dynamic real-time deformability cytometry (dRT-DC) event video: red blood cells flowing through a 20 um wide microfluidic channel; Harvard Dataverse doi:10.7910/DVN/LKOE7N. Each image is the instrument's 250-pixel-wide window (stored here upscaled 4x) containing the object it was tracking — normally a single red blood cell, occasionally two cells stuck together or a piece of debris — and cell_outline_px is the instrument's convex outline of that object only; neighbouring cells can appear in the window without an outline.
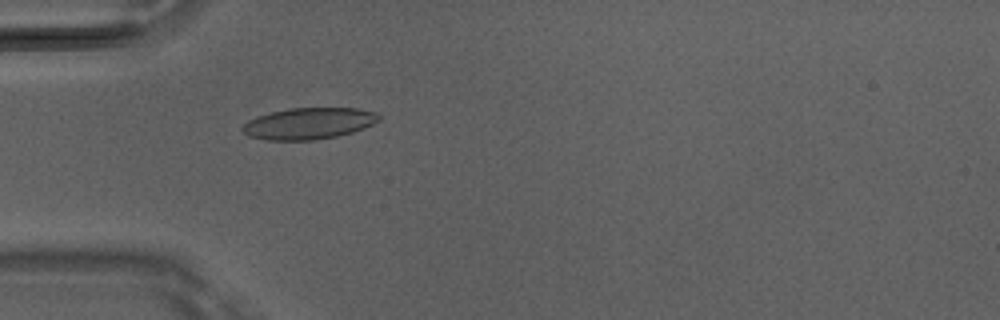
{"species": "Egyptian fruit bat (a non-hibernating species)", "species_latin": "Rousettus aegyptiacus", "temperature_condition": "room temperature", "stored_images_in_passage": 48, "camera_frame_rate_fps": 3000, "um_per_image_px": 0.085, "animal": {"sex": "male"}, "frame": {"image": 1, "passage_image": 14, "time_ms": 4.333, "image_size_px": [1000, 320], "cell_outline_px": [[380, 120], [364, 128], [352, 132], [336, 136], [312, 140], [268, 140], [248, 136], [240, 128], [248, 120], [256, 116], [272, 112], [292, 108], [356, 108], [376, 112], [380, 116]], "centroid_in_image_um": [26.23, 10.49], "position_along_channel_um": 58.8, "area_um2": 24.91}}
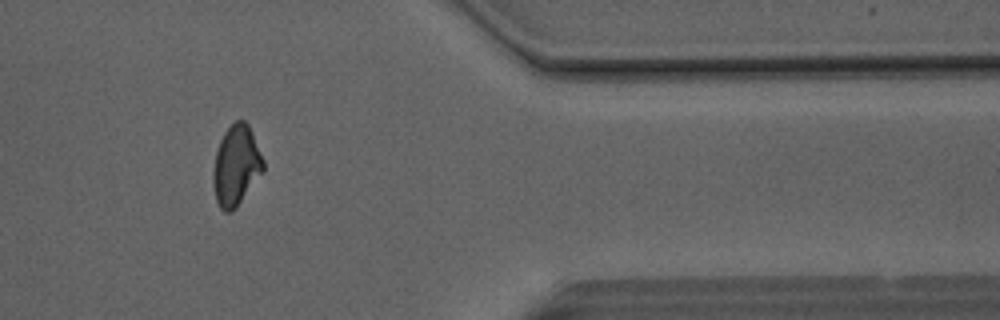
{"frame": {"image": 2, "passage_image": 40, "time_ms": 13.0, "image_size_px": [1000, 320], "cell_outline_px": [[264, 172], [236, 208], [232, 212], [224, 212], [220, 208], [216, 200], [212, 184], [212, 176], [216, 152], [220, 140], [224, 132], [236, 120], [244, 120], [248, 124], [252, 132], [264, 160]], "centroid_in_image_um": [20.08, 14.1], "position_along_channel_um": 391.3, "area_um2": 23.64}}
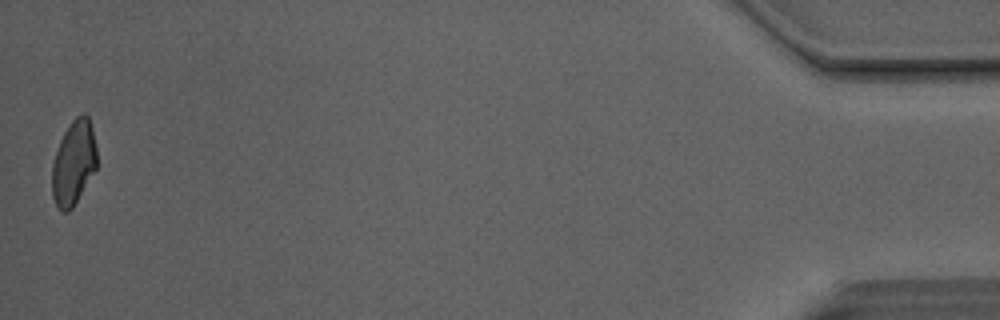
{"frame": {"image": 3, "passage_image": 48, "time_ms": 15.667, "image_size_px": [1000, 320], "cell_outline_px": [[96, 168], [72, 208], [68, 212], [60, 212], [52, 196], [52, 164], [60, 140], [64, 132], [72, 120], [76, 116], [84, 112], [88, 116], [92, 128], [96, 148]], "centroid_in_image_um": [6.25, 13.83], "position_along_channel_um": 429.0, "area_um2": 21.91}, "authors_computed_cell_mechanics": {"area_um2": 23.6113, "velocity_mm_per_s": 4.146, "shape_relaxation_time_tau1_ms": 6.4284, "shape_relaxation_time_tau2_ms": 1.1972, "deformation_change_tau1": 0.1696, "deformation_change_tau2": 0.0668}}